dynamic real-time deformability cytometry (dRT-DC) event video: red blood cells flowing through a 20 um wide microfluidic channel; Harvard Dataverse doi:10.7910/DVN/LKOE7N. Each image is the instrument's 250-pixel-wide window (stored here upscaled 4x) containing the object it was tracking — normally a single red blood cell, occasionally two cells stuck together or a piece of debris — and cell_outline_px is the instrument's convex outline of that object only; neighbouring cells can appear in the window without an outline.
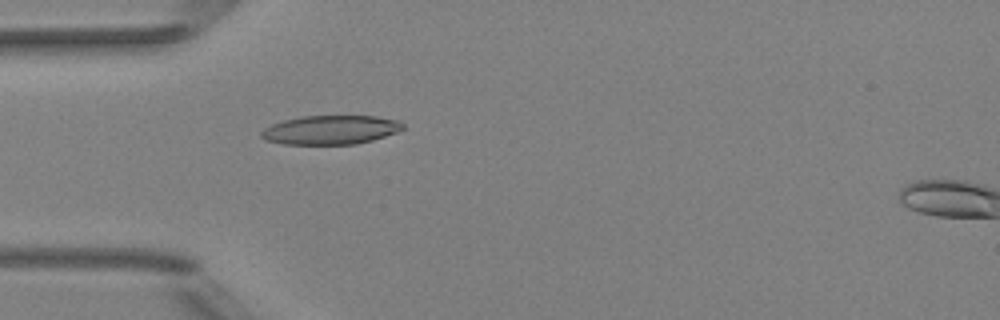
{"species": "Egyptian fruit bat (a non-hibernating species)", "species_latin": "Rousettus aegyptiacus", "temperature_condition": "room temperature", "stored_images_in_passage": 52, "camera_frame_rate_fps": 3000, "um_per_image_px": 0.085, "animal": {"sex": "female"}, "frame": {"image": 1, "passage_image": 16, "time_ms": 5.0, "image_size_px": [1000, 320], "cell_outline_px": [[404, 128], [396, 132], [372, 140], [356, 144], [284, 144], [264, 140], [260, 136], [260, 132], [264, 128], [272, 124], [284, 120], [300, 116], [376, 116], [400, 120], [404, 124]], "centroid_in_image_um": [28.09, 11.03], "position_along_channel_um": 56.9, "area_um2": 23.99}}
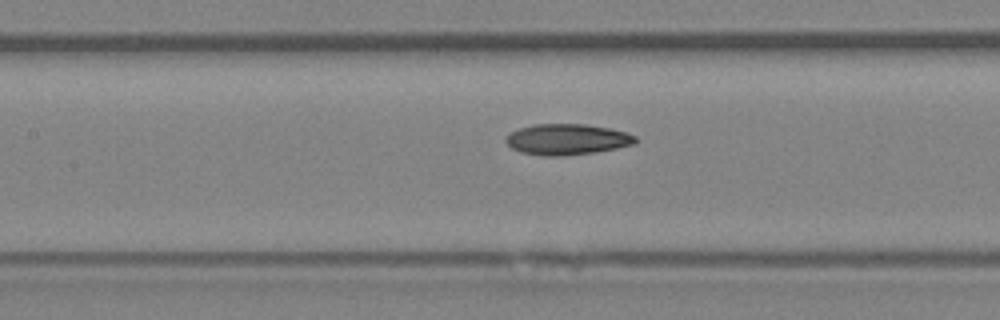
{"frame": {"image": 2, "passage_image": 24, "time_ms": 7.667, "image_size_px": [1000, 320], "cell_outline_px": [[636, 144], [596, 152], [564, 156], [544, 156], [520, 152], [512, 148], [504, 140], [504, 136], [520, 128], [532, 124], [584, 124], [608, 128], [628, 132], [636, 136]], "centroid_in_image_um": [48.19, 11.85], "position_along_channel_um": 159.2, "area_um2": 23.47}}
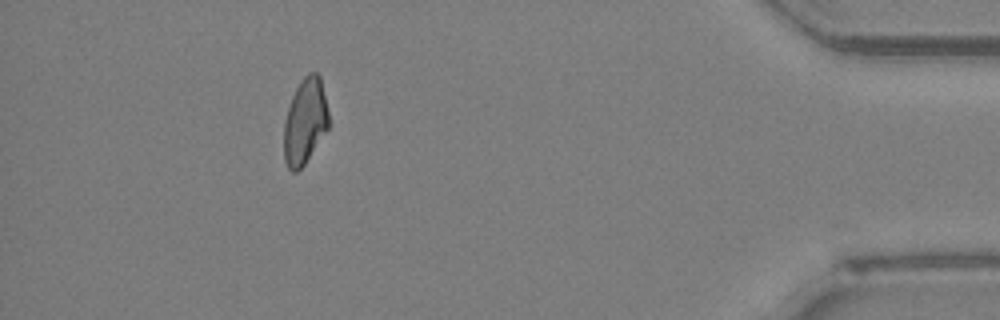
{"frame": {"image": 3, "passage_image": 47, "time_ms": 15.333, "image_size_px": [1000, 320], "cell_outline_px": [[328, 128], [304, 164], [296, 172], [292, 172], [288, 168], [284, 160], [284, 120], [292, 96], [300, 80], [308, 72], [316, 72], [320, 76], [328, 112]], "centroid_in_image_um": [25.91, 10.3], "position_along_channel_um": 409.3, "area_um2": 22.2}, "authors_computed_cell_mechanics": {"area_um2": 23.12, "velocity_mm_per_s": 4.0173, "shape_relaxation_time_tau1_ms": 10.9286, "shape_relaxation_time_tau2_ms": 3.4305, "deformation_change_tau1": 0.229, "deformation_change_tau2": 0.0996}}